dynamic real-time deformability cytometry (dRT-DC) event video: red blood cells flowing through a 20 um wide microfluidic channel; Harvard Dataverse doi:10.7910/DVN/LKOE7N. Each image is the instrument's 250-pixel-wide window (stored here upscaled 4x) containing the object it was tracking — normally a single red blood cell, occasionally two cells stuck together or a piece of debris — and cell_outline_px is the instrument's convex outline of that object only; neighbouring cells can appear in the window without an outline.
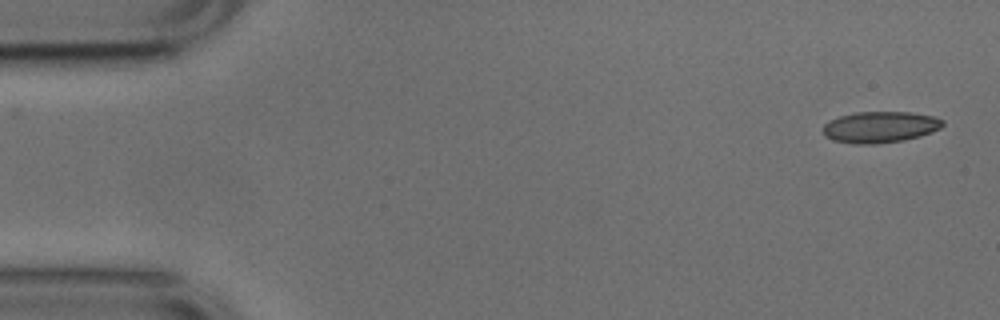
{"species": "common noctule bat (a hibernating species)", "species_latin": "Nyctalus noctula", "temperature_condition": "cold", "stored_images_in_passage": 13, "camera_frame_rate_fps": 3000, "um_per_image_px": 0.085, "animal": {"sex": "male", "body_mass_g": 17.9, "forearm_length_mm": 54.2}, "frame": {"image": 1, "passage_image": 1, "time_ms": 0.0, "image_size_px": [1000, 320], "cell_outline_px": [[944, 124], [940, 128], [932, 132], [920, 136], [904, 140], [872, 144], [856, 144], [832, 140], [824, 136], [824, 124], [828, 120], [840, 116], [856, 112], [912, 112], [932, 116], [944, 120]], "centroid_in_image_um": [74.8, 10.8], "position_along_channel_um": 10.2, "area_um2": 21.85}}
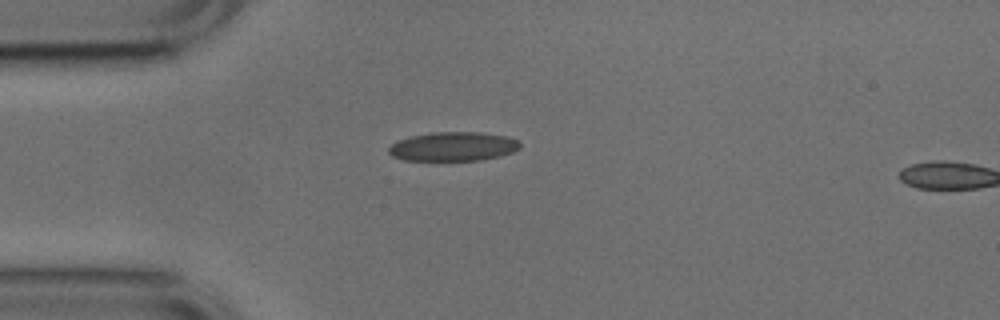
{"frame": {"image": 2, "passage_image": 12, "time_ms": 3.667, "image_size_px": [1000, 320], "cell_outline_px": [[520, 148], [512, 152], [500, 156], [480, 160], [404, 160], [392, 156], [388, 152], [388, 148], [396, 140], [412, 136], [432, 132], [480, 132], [504, 136], [516, 140], [520, 144]], "centroid_in_image_um": [38.49, 12.45], "position_along_channel_um": 46.5, "area_um2": 22.14}}